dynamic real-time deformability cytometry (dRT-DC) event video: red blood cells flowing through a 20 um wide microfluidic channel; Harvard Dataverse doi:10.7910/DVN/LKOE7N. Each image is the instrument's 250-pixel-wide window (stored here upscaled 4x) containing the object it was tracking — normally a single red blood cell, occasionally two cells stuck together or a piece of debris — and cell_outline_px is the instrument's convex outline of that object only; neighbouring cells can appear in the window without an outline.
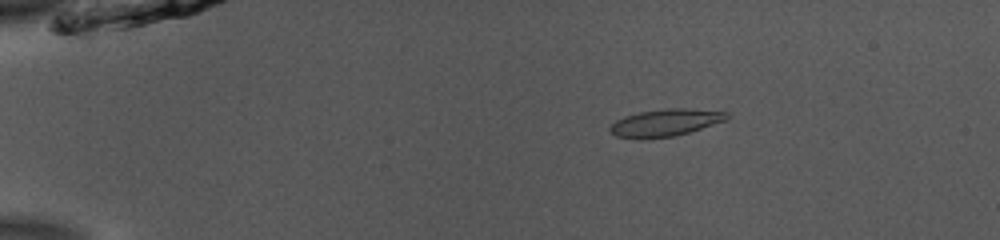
{"species": "common noctule bat (a hibernating species)", "species_latin": "Nyctalus noctula", "temperature_condition": "room temperature", "stored_images_in_passage": 45, "camera_frame_rate_fps": 3000, "um_per_image_px": 0.085, "animal": {"sex": "male", "body_mass_g": 13.0, "forearm_length_mm": 53.1}, "frame": {"image": 1, "passage_image": 2, "time_ms": 0.333, "image_size_px": [1000, 240], "cell_outline_px": [[728, 120], [688, 132], [672, 136], [616, 136], [608, 128], [616, 120], [624, 116], [636, 112], [668, 108], [688, 108], [728, 112]], "centroid_in_image_um": [56.62, 10.37], "position_along_channel_um": 28.4, "area_um2": 17.86}}
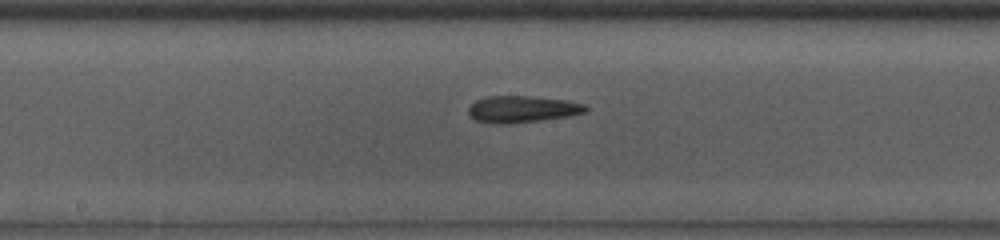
{"frame": {"image": 2, "passage_image": 21, "time_ms": 6.667, "image_size_px": [1000, 240], "cell_outline_px": [[588, 108], [584, 112], [568, 116], [512, 124], [492, 124], [476, 120], [468, 112], [468, 108], [476, 100], [488, 96], [528, 96], [568, 100], [588, 104]], "centroid_in_image_um": [44.41, 9.28], "position_along_channel_um": 203.8, "area_um2": 18.32}}
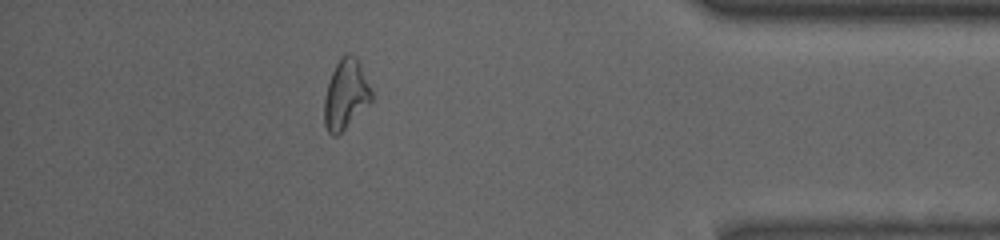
{"frame": {"image": 3, "passage_image": 39, "time_ms": 12.667, "image_size_px": [1000, 240], "cell_outline_px": [[372, 100], [336, 136], [332, 136], [328, 132], [324, 124], [324, 96], [332, 72], [336, 64], [348, 52], [356, 56], [360, 64], [372, 92]], "centroid_in_image_um": [29.37, 8.02], "position_along_channel_um": 405.8, "area_um2": 18.73}, "authors_computed_cell_mechanics": {"area_um2": 18.2648, "velocity_mm_per_s": 3.89, "shape_relaxation_time_tau1_ms": 5.3636, "shape_relaxation_time_tau2_ms": 2.6247, "deformation_change_tau1": 0.1441, "deformation_change_tau2": 0.1002}}